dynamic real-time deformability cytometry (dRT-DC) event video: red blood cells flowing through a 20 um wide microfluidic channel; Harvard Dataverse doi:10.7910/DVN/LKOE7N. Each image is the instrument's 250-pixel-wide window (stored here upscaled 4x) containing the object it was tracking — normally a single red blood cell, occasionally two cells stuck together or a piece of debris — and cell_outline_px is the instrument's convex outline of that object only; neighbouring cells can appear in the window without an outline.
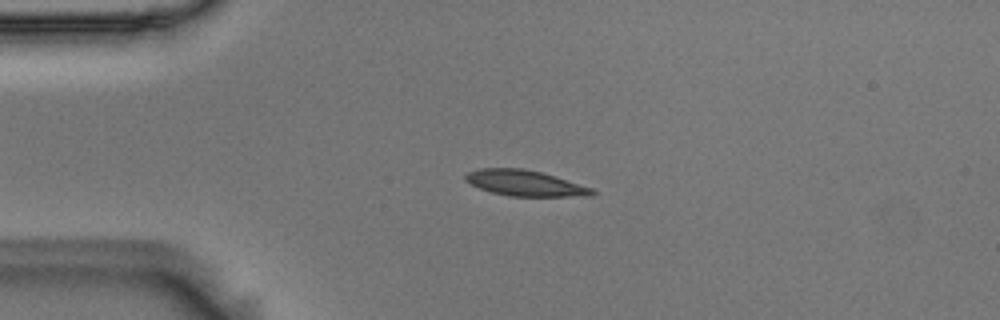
{"species": "Egyptian fruit bat (a non-hibernating species)", "species_latin": "Rousettus aegyptiacus", "temperature_condition": "room temperature", "stored_images_in_passage": 3, "camera_frame_rate_fps": 3000, "um_per_image_px": 0.085, "animal": {"sex": "male"}, "frame": {"image": 1, "passage_image": 1, "time_ms": 0.0, "image_size_px": [1000, 320], "cell_outline_px": [[596, 192], [592, 196], [508, 196], [492, 192], [480, 188], [464, 180], [464, 176], [468, 172], [480, 168], [524, 168], [540, 172], [592, 188]], "centroid_in_image_um": [44.6, 15.56], "position_along_channel_um": 40.4, "area_um2": 18.79}}
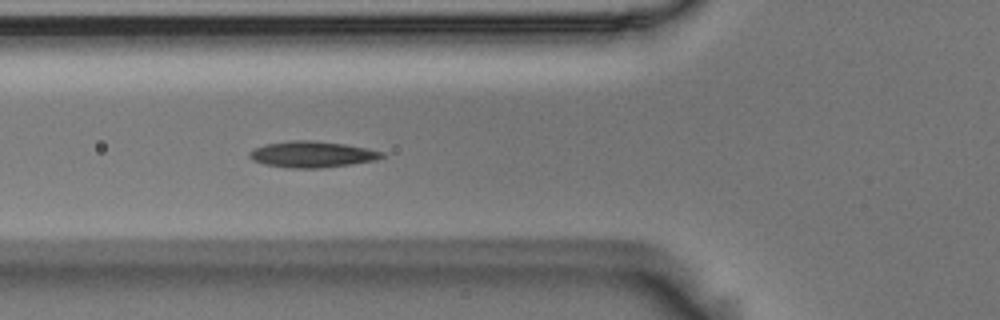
{"frame": {"image": 2, "passage_image": 3, "time_ms": 0.667, "image_size_px": [1000, 320], "cell_outline_px": [[388, 156], [376, 160], [352, 164], [320, 168], [288, 168], [264, 164], [252, 160], [248, 156], [248, 152], [264, 144], [288, 140], [312, 140], [344, 144], [368, 148], [384, 152]], "centroid_in_image_um": [26.54, 13.12], "position_along_channel_um": 99.3, "area_um2": 20.46}}